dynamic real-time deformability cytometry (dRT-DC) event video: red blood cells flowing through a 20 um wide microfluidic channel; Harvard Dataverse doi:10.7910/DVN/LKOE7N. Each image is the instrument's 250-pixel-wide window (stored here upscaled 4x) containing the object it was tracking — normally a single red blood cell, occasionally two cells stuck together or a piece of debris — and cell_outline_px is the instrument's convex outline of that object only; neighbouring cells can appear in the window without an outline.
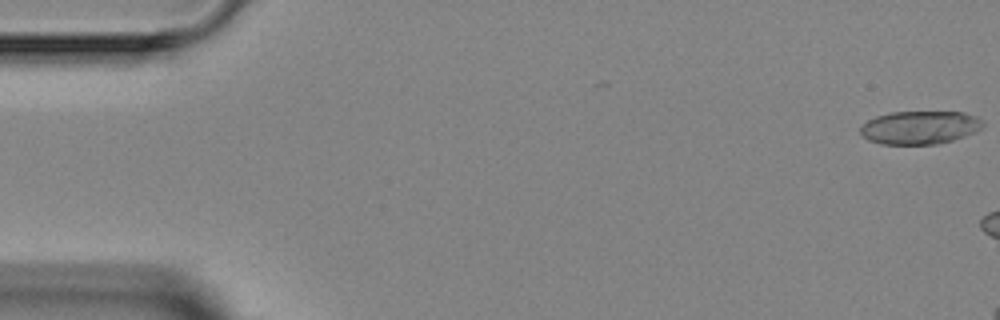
{"species": "Egyptian fruit bat (a non-hibernating species)", "species_latin": "Rousettus aegyptiacus", "temperature_condition": "room temperature", "stored_images_in_passage": 3, "camera_frame_rate_fps": 3000, "um_per_image_px": 0.085, "animal": {"sex": "female"}, "frame": {"image": 1, "passage_image": 1, "time_ms": 0.0, "image_size_px": [1000, 320], "cell_outline_px": [[984, 124], [976, 132], [952, 140], [936, 144], [880, 144], [868, 140], [860, 132], [860, 128], [868, 120], [876, 116], [888, 112], [964, 112], [976, 116], [984, 120]], "centroid_in_image_um": [78.2, 10.83], "position_along_channel_um": 6.8, "area_um2": 23.76}}